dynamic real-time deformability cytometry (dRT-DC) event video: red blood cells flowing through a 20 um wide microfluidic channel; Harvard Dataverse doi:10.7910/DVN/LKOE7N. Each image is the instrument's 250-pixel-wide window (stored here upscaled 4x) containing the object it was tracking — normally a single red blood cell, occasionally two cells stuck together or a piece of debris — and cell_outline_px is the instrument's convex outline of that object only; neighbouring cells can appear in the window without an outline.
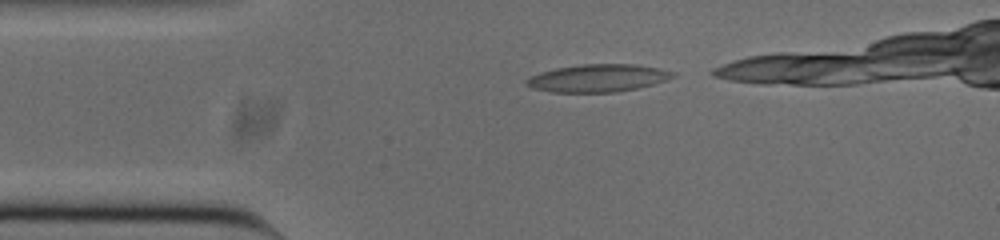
{"species": "common noctule bat (a hibernating species)", "species_latin": "Nyctalus noctula", "temperature_condition": "cold", "stored_images_in_passage": 22, "camera_frame_rate_fps": 3000, "um_per_image_px": 0.085, "animal": {"sex": "male", "body_mass_g": 20.0, "forearm_length_mm": 53.3}, "frame": {"image": 1, "passage_image": 1, "time_ms": 0.0, "image_size_px": [1000, 240], "cell_outline_px": [[676, 76], [652, 84], [636, 88], [616, 92], [552, 92], [532, 88], [524, 84], [524, 80], [528, 76], [540, 72], [556, 68], [580, 64], [636, 64], [660, 68], [676, 72]], "centroid_in_image_um": [50.78, 6.63], "position_along_channel_um": 34.2, "area_um2": 23.7}}
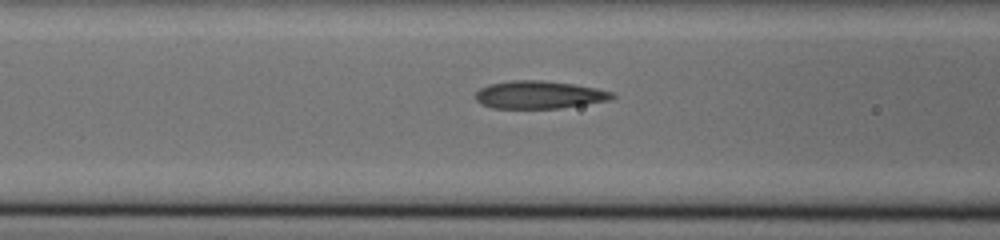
{"frame": {"image": 2, "passage_image": 10, "time_ms": 3.0, "image_size_px": [1000, 240], "cell_outline_px": [[616, 96], [608, 100], [560, 108], [492, 108], [476, 100], [476, 92], [480, 88], [488, 84], [512, 80], [544, 80], [572, 84], [596, 88], [612, 92]], "centroid_in_image_um": [45.8, 8.05], "position_along_channel_um": 120.8, "area_um2": 21.91}}
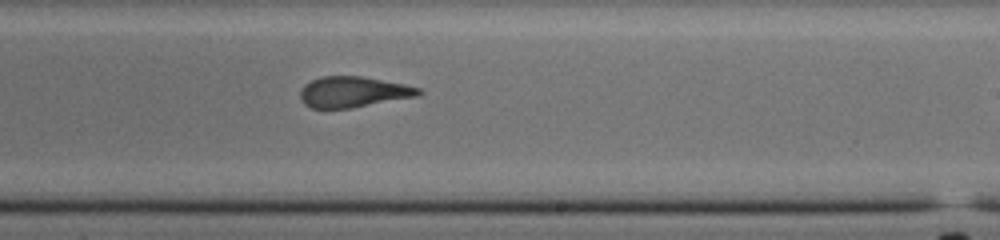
{"frame": {"image": 3, "passage_image": 21, "time_ms": 6.667, "image_size_px": [1000, 240], "cell_outline_px": [[424, 92], [420, 96], [352, 108], [312, 108], [304, 104], [300, 100], [300, 88], [304, 84], [312, 80], [324, 76], [360, 76], [404, 84], [420, 88]], "centroid_in_image_um": [30.04, 7.82], "position_along_channel_um": 259.0, "area_um2": 21.39}}